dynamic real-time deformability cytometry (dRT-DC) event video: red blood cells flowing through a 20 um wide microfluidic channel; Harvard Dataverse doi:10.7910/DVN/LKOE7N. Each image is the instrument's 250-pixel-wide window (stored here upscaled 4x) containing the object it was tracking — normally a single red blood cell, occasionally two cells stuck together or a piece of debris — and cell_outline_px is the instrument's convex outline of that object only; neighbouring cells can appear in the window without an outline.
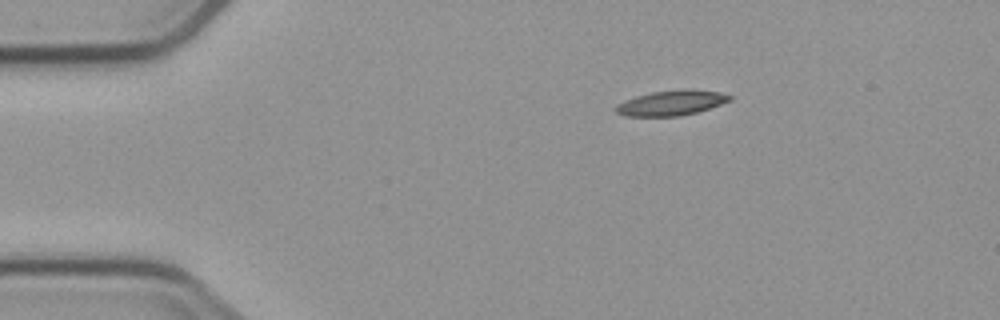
{"species": "common noctule bat (a hibernating species)", "species_latin": "Nyctalus noctula", "temperature_condition": "cold", "stored_images_in_passage": 2, "camera_frame_rate_fps": 3000, "um_per_image_px": 0.085, "animal": {"sex": "male", "body_mass_g": 23.1, "forearm_length_mm": 52.7}, "frame": {"image": 1, "passage_image": 1, "time_ms": 0.0, "image_size_px": [1000, 320], "cell_outline_px": [[732, 100], [696, 112], [680, 116], [624, 116], [616, 112], [612, 108], [616, 104], [624, 100], [636, 96], [652, 92], [684, 88], [688, 88], [720, 92], [732, 96]], "centroid_in_image_um": [57.02, 8.73], "position_along_channel_um": 28.0, "area_um2": 16.82}}